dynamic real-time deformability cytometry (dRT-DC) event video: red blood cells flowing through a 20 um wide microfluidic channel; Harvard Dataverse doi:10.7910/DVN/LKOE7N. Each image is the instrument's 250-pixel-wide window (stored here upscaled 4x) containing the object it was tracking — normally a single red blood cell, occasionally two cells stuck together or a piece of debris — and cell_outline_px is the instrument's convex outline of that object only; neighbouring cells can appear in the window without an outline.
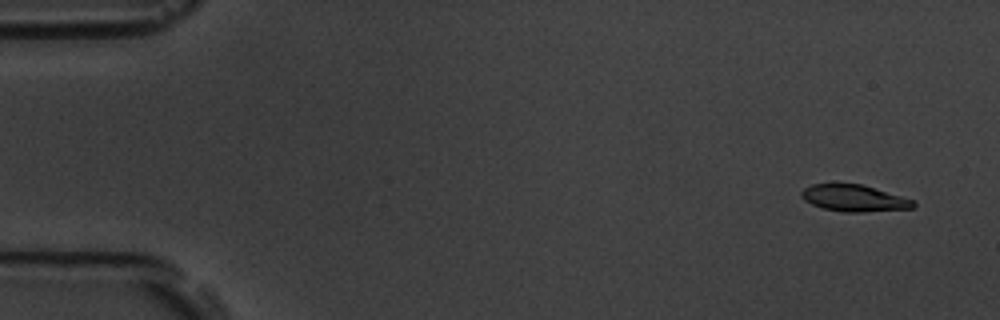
{"species": "common noctule bat (a hibernating species)", "species_latin": "Nyctalus noctula", "temperature_condition": "room temperature", "stored_images_in_passage": 8, "camera_frame_rate_fps": 3000, "um_per_image_px": 0.085, "animal": {"sex": "male", "body_mass_g": 19.5, "forearm_length_mm": 54.6}, "frame": {"image": 1, "passage_image": 1, "time_ms": 0.0, "image_size_px": [1000, 320], "cell_outline_px": [[916, 204], [912, 208], [860, 212], [844, 212], [824, 208], [812, 204], [804, 200], [800, 196], [800, 192], [804, 188], [812, 184], [860, 184], [916, 200]], "centroid_in_image_um": [72.59, 16.84], "position_along_channel_um": 12.4, "area_um2": 17.22}}
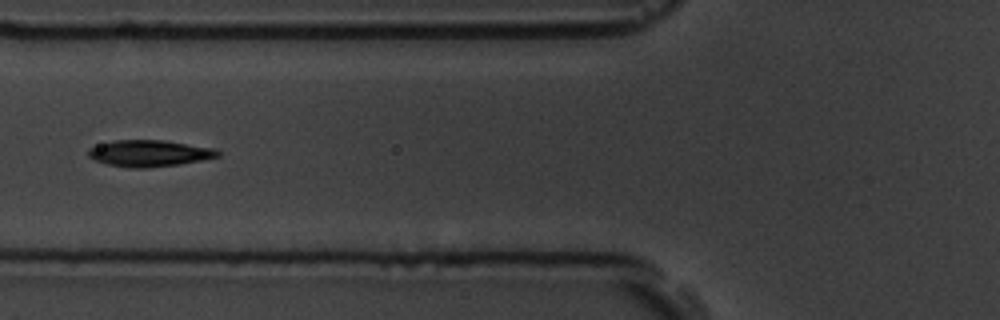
{"frame": {"image": 2, "passage_image": 6, "time_ms": 6.333, "image_size_px": [1000, 320], "cell_outline_px": [[220, 156], [180, 164], [148, 168], [128, 168], [108, 164], [96, 160], [88, 156], [88, 148], [112, 140], [164, 140], [216, 148], [220, 152]], "centroid_in_image_um": [12.7, 13.03], "position_along_channel_um": 113.1, "area_um2": 20.06}}
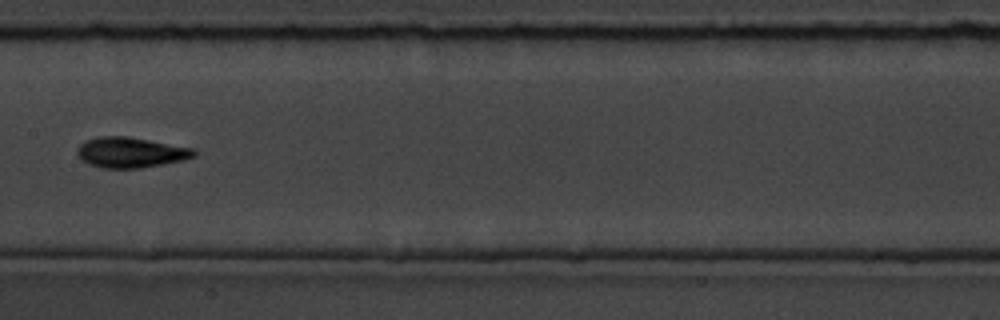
{"frame": {"image": 3, "passage_image": 8, "time_ms": 8.667, "image_size_px": [1000, 320], "cell_outline_px": [[196, 156], [184, 160], [140, 168], [100, 168], [88, 164], [76, 152], [76, 148], [84, 140], [96, 136], [128, 136], [196, 148]], "centroid_in_image_um": [11.12, 12.94], "position_along_channel_um": 196.3, "area_um2": 20.98}}